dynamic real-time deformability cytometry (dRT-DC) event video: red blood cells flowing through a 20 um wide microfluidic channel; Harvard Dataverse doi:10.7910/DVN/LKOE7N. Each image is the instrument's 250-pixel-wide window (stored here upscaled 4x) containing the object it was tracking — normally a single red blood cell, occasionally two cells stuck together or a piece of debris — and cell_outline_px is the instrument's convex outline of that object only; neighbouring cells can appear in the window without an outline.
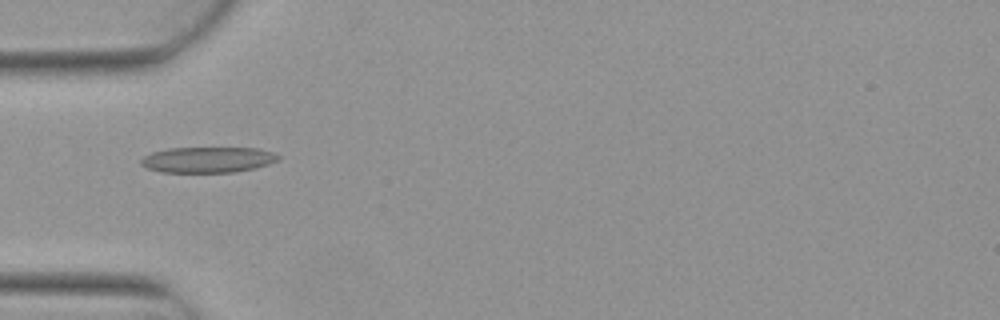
{"species": "Egyptian fruit bat (a non-hibernating species)", "species_latin": "Rousettus aegyptiacus", "temperature_condition": "warm", "stored_images_in_passage": 5, "camera_frame_rate_fps": 3000, "um_per_image_px": 0.085, "animal": {"sex": "female"}, "frame": {"image": 1, "passage_image": 3, "time_ms": 0.667, "image_size_px": [1000, 320], "cell_outline_px": [[280, 160], [256, 168], [236, 172], [160, 172], [148, 168], [140, 164], [140, 160], [144, 156], [152, 152], [168, 148], [260, 148], [272, 152], [280, 156]], "centroid_in_image_um": [17.68, 13.57], "position_along_channel_um": 67.3, "area_um2": 20.69}}
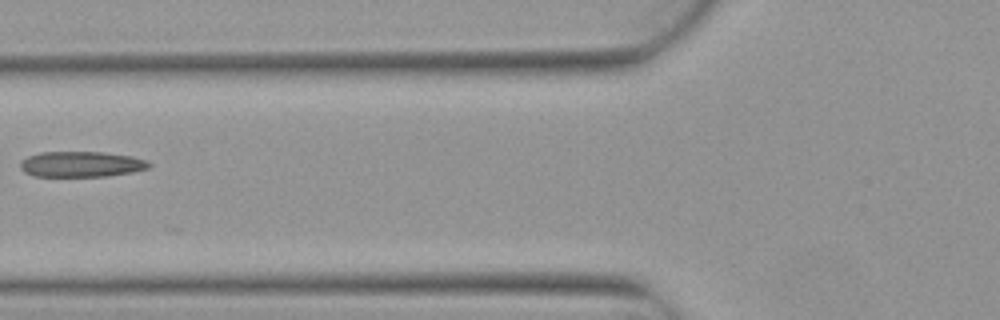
{"frame": {"image": 2, "passage_image": 4, "time_ms": 1.0, "image_size_px": [1000, 320], "cell_outline_px": [[152, 164], [148, 168], [132, 172], [108, 176], [32, 176], [24, 172], [20, 168], [20, 160], [28, 156], [40, 152], [104, 152], [132, 156], [148, 160]], "centroid_in_image_um": [6.91, 13.95], "position_along_channel_um": 118.9, "area_um2": 19.36}}
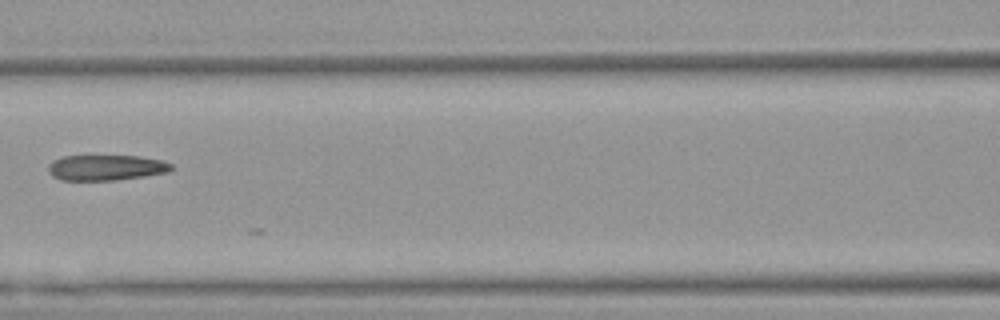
{"frame": {"image": 3, "passage_image": 5, "time_ms": 1.333, "image_size_px": [1000, 320], "cell_outline_px": [[172, 168], [168, 172], [144, 176], [116, 180], [60, 180], [52, 176], [48, 172], [48, 164], [52, 160], [64, 156], [140, 156], [164, 160], [172, 164]], "centroid_in_image_um": [9.0, 14.24], "position_along_channel_um": 157.6, "area_um2": 18.44}}